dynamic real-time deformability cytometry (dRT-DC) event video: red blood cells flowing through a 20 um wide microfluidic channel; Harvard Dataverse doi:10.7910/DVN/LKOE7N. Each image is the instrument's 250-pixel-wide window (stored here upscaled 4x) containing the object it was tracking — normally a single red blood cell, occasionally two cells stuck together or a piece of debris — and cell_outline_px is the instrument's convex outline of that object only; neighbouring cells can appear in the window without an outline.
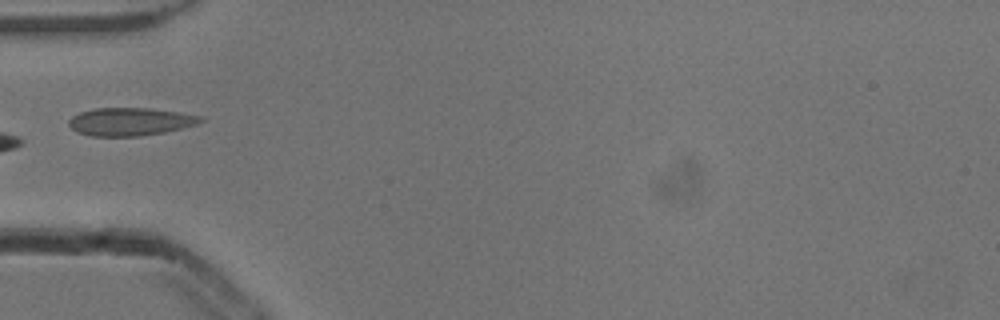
{"species": "common noctule bat (a hibernating species)", "species_latin": "Nyctalus noctula", "temperature_condition": "cold", "stored_images_in_passage": 2, "camera_frame_rate_fps": 3000, "um_per_image_px": 0.085, "animal": {"sex": "male", "body_mass_g": 13.3}, "frame": {"image": 1, "passage_image": 2, "time_ms": 0.333, "image_size_px": [1000, 320], "cell_outline_px": [[208, 120], [196, 124], [164, 132], [140, 136], [92, 136], [76, 132], [68, 124], [68, 120], [72, 116], [80, 112], [92, 108], [148, 108], [176, 112], [200, 116]], "centroid_in_image_um": [11.03, 10.34], "position_along_channel_um": 74.0, "area_um2": 21.39}}